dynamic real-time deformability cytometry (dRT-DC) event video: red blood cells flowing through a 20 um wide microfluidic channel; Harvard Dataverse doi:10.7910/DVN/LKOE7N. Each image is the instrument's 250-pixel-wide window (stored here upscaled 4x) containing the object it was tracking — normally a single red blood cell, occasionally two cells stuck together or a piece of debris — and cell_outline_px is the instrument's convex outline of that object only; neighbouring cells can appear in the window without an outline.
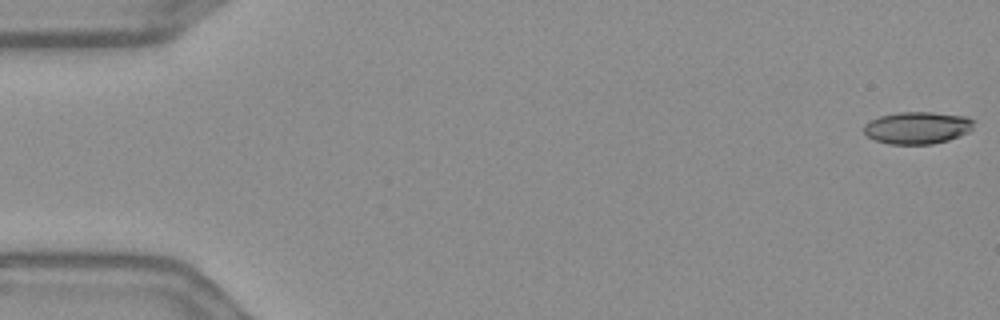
{"species": "Egyptian fruit bat (a non-hibernating species)", "species_latin": "Rousettus aegyptiacus", "temperature_condition": "warm", "stored_images_in_passage": 56, "camera_frame_rate_fps": 3000, "um_per_image_px": 0.085, "frame": {"image": 1, "passage_image": 1, "time_ms": 0.0, "image_size_px": [1000, 320], "cell_outline_px": [[976, 120], [972, 128], [968, 132], [960, 136], [948, 140], [932, 144], [888, 144], [876, 140], [868, 136], [864, 132], [864, 124], [880, 116], [900, 112], [932, 112], [968, 116]], "centroid_in_image_um": [78.02, 10.85], "position_along_channel_um": 7.0, "area_um2": 20.69}}
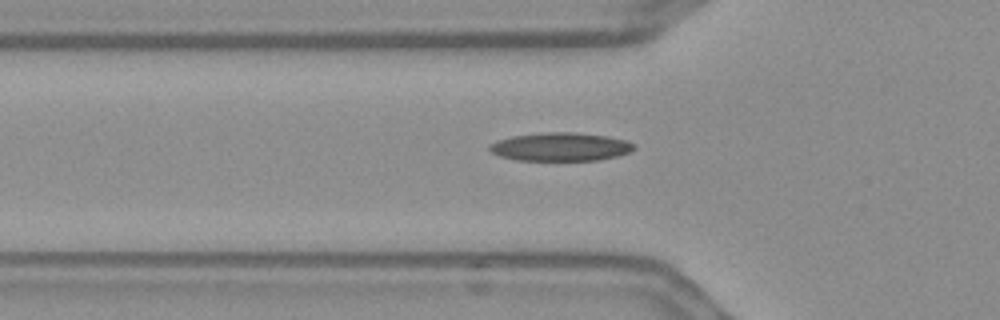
{"frame": {"image": 2, "passage_image": 19, "time_ms": 6.0, "image_size_px": [1000, 320], "cell_outline_px": [[636, 148], [628, 152], [616, 156], [600, 160], [516, 160], [500, 156], [492, 152], [488, 148], [488, 144], [496, 140], [512, 136], [544, 132], [572, 132], [608, 136], [624, 140], [636, 144]], "centroid_in_image_um": [47.62, 12.47], "position_along_channel_um": 78.2, "area_um2": 23.93}}
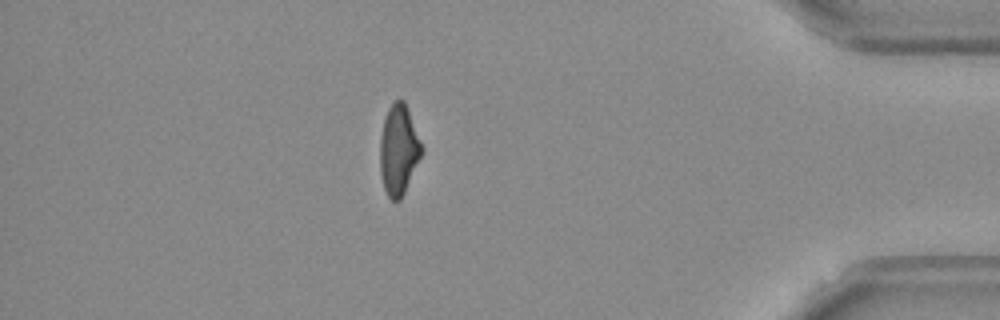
{"frame": {"image": 3, "passage_image": 49, "time_ms": 16.0, "image_size_px": [1000, 320], "cell_outline_px": [[424, 152], [400, 200], [392, 200], [388, 196], [384, 188], [380, 172], [380, 136], [384, 120], [388, 108], [396, 100], [404, 100], [408, 108], [424, 148]], "centroid_in_image_um": [33.9, 12.73], "position_along_channel_um": 401.3, "area_um2": 21.96}, "authors_computed_cell_mechanics": {"area_um2": 22.2819, "velocity_mm_per_s": 3.6371, "shape_relaxation_time_tau1_ms": 9.224, "shape_relaxation_time_tau2_ms": 2.5672, "deformation_change_tau1": 0.2276, "deformation_change_tau2": 0.1144}}